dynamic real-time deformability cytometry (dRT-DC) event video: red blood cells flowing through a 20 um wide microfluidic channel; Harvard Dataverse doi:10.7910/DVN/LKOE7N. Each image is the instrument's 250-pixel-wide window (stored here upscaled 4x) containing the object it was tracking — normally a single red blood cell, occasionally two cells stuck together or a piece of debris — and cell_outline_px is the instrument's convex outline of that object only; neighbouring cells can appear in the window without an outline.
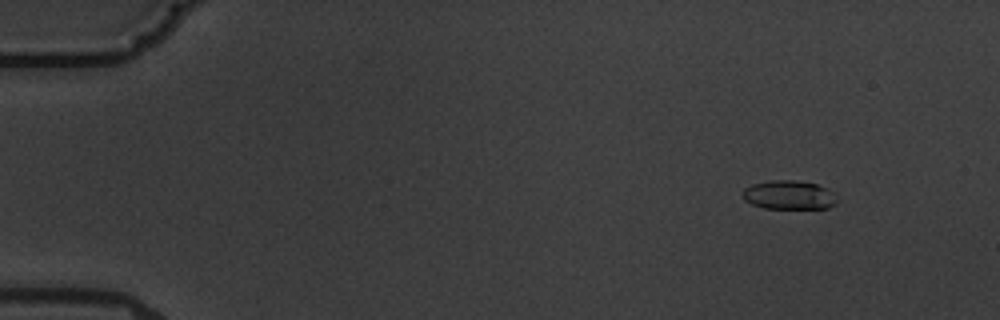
{"species": "common noctule bat (a hibernating species)", "species_latin": "Nyctalus noctula", "temperature_condition": "warm", "stored_images_in_passage": 4, "camera_frame_rate_fps": 3000, "um_per_image_px": 0.085, "animal": {"sex": "male", "body_mass_g": 19.5, "forearm_length_mm": 54.6}, "frame": {"image": 1, "passage_image": 1, "time_ms": 0.0, "image_size_px": [1000, 320], "cell_outline_px": [[836, 204], [828, 208], [764, 208], [752, 204], [744, 200], [744, 188], [752, 184], [768, 180], [792, 180], [816, 184], [828, 188], [832, 192], [836, 200]], "centroid_in_image_um": [67.06, 16.57], "position_along_channel_um": 17.9, "area_um2": 15.78}}
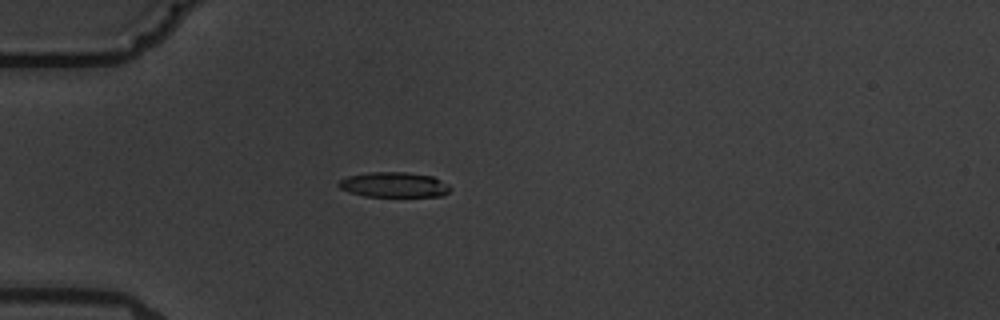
{"frame": {"image": 2, "passage_image": 4, "time_ms": 3.667, "image_size_px": [1000, 320], "cell_outline_px": [[452, 188], [444, 196], [364, 196], [348, 192], [340, 188], [336, 184], [340, 180], [348, 176], [368, 172], [404, 172], [432, 176], [448, 184]], "centroid_in_image_um": [33.48, 15.7], "position_along_channel_um": 51.5, "area_um2": 16.36}}